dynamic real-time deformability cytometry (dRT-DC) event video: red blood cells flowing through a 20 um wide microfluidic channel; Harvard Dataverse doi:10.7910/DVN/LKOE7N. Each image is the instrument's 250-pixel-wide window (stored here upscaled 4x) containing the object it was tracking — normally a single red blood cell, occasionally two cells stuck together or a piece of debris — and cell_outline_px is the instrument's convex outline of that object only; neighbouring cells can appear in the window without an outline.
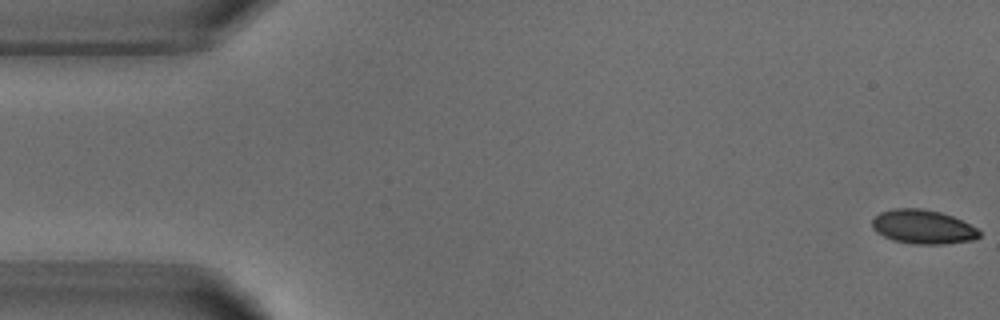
{"species": "common noctule bat (a hibernating species)", "species_latin": "Nyctalus noctula", "temperature_condition": "warm", "stored_images_in_passage": 7, "camera_frame_rate_fps": 3000, "um_per_image_px": 0.085, "animal": {"sex": "male", "body_mass_g": 18.8}, "frame": {"image": 1, "passage_image": 1, "time_ms": 0.0, "image_size_px": [1000, 320], "cell_outline_px": [[980, 236], [976, 240], [944, 244], [912, 244], [892, 240], [876, 232], [872, 228], [872, 220], [880, 212], [892, 208], [924, 208], [940, 212], [952, 216], [976, 228], [980, 232]], "centroid_in_image_um": [78.43, 19.28], "position_along_channel_um": 6.6, "area_um2": 21.39}}
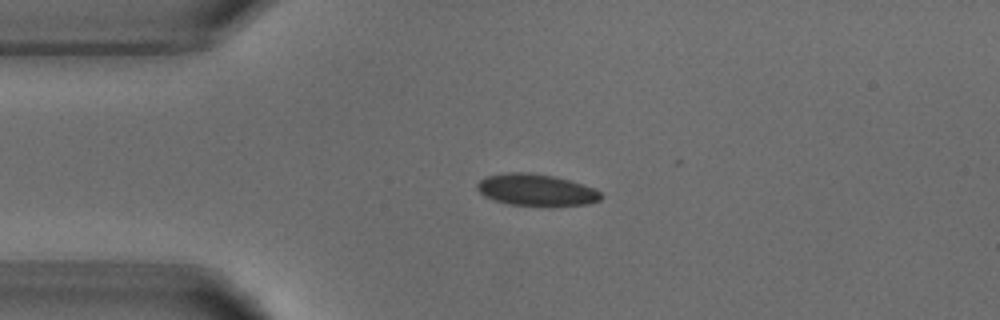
{"frame": {"image": 2, "passage_image": 4, "time_ms": 3.667, "image_size_px": [1000, 320], "cell_outline_px": [[604, 196], [600, 200], [588, 204], [508, 204], [492, 200], [484, 196], [476, 188], [476, 184], [484, 176], [508, 172], [528, 172], [556, 176], [592, 188], [600, 192]], "centroid_in_image_um": [45.51, 16.11], "position_along_channel_um": 39.5, "area_um2": 22.48}}
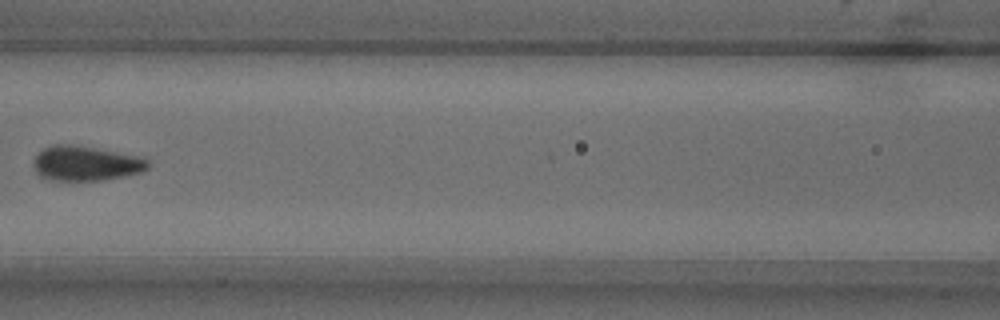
{"frame": {"image": 3, "passage_image": 7, "time_ms": 7.333, "image_size_px": [1000, 320], "cell_outline_px": [[152, 164], [144, 172], [124, 176], [100, 180], [48, 180], [40, 176], [32, 168], [32, 164], [36, 156], [44, 148], [52, 144], [72, 144], [148, 156]], "centroid_in_image_um": [7.38, 13.87], "position_along_channel_um": 159.2, "area_um2": 23.93}}